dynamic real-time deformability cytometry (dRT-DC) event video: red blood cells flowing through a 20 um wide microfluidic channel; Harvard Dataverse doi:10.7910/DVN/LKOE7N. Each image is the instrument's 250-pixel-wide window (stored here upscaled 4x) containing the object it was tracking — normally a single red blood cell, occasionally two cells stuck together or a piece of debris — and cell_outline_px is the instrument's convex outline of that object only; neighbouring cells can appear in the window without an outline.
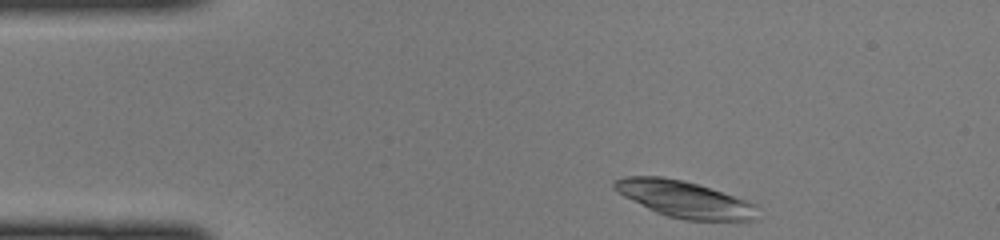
{"species": "common noctule bat (a hibernating species)", "species_latin": "Nyctalus noctula", "temperature_condition": "cold", "stored_images_in_passage": 7, "camera_frame_rate_fps": 3000, "um_per_image_px": 0.085, "animal": {"sex": "female", "body_mass_g": 22.0, "forearm_length_mm": 56.7}, "frame": {"image": 1, "passage_image": 1, "time_ms": 0.0, "image_size_px": [1000, 240], "cell_outline_px": [[756, 220], [684, 220], [668, 216], [656, 212], [624, 196], [612, 188], [612, 184], [616, 180], [624, 176], [660, 176], [680, 180], [696, 184], [756, 204]], "centroid_in_image_um": [58.13, 16.93], "position_along_channel_um": 26.9, "area_um2": 29.82}}